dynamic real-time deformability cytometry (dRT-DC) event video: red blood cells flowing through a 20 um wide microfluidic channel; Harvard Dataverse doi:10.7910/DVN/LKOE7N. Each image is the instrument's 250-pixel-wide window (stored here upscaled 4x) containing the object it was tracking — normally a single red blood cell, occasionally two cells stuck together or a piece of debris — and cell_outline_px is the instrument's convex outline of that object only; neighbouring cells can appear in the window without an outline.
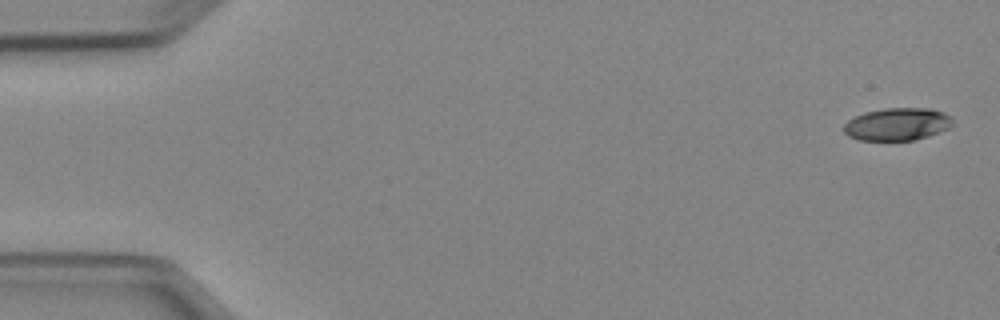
{"species": "Egyptian fruit bat (a non-hibernating species)", "species_latin": "Rousettus aegyptiacus", "temperature_condition": "cold", "stored_images_in_passage": 5, "camera_frame_rate_fps": 3000, "um_per_image_px": 0.085, "animal": {"sex": "female"}, "frame": {"image": 1, "passage_image": 1, "time_ms": 0.0, "image_size_px": [1000, 320], "cell_outline_px": [[956, 124], [940, 132], [928, 136], [912, 140], [860, 140], [848, 136], [844, 132], [844, 124], [848, 120], [864, 112], [884, 108], [932, 108], [944, 112], [952, 116]], "centroid_in_image_um": [76.32, 10.54], "position_along_channel_um": 8.7, "area_um2": 20.92}}
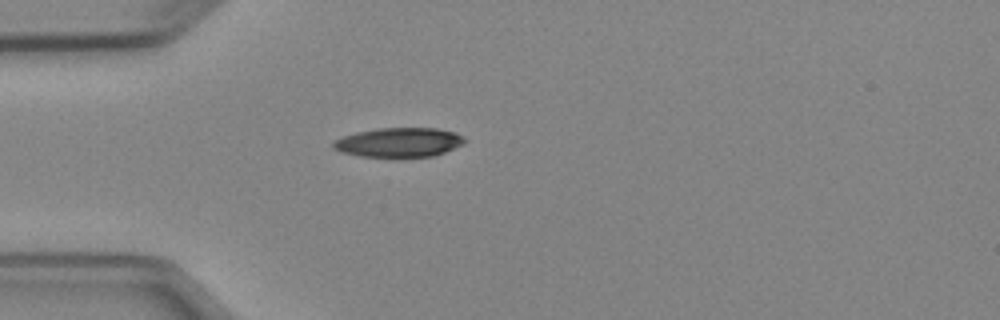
{"frame": {"image": 2, "passage_image": 5, "time_ms": 4.333, "image_size_px": [1000, 320], "cell_outline_px": [[468, 140], [464, 144], [444, 152], [432, 156], [360, 156], [340, 152], [332, 148], [332, 144], [336, 140], [344, 136], [356, 132], [376, 128], [436, 128], [456, 132], [464, 136]], "centroid_in_image_um": [33.94, 12.08], "position_along_channel_um": 51.1, "area_um2": 22.43}}